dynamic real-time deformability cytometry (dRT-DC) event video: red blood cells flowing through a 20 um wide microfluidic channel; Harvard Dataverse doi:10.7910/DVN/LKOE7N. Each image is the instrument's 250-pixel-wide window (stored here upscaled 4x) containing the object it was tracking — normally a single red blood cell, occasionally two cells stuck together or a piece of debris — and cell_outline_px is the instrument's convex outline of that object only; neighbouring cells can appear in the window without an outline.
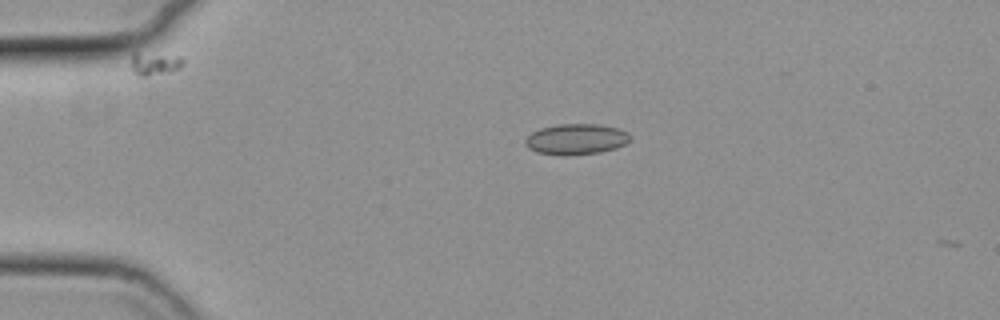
{"species": "common noctule bat (a hibernating species)", "species_latin": "Nyctalus noctula", "temperature_condition": "cold", "stored_images_in_passage": 2, "camera_frame_rate_fps": 3000, "um_per_image_px": 0.085, "animal": {"sex": "female", "body_mass_g": 19.3, "forearm_length_mm": 54.1}, "frame": {"image": 1, "passage_image": 1, "time_ms": 0.0, "image_size_px": [1000, 320], "cell_outline_px": [[632, 136], [624, 144], [616, 148], [600, 152], [568, 156], [560, 156], [536, 152], [528, 148], [524, 144], [524, 140], [532, 132], [540, 128], [556, 124], [600, 124], [616, 128], [628, 132]], "centroid_in_image_um": [48.94, 11.84], "position_along_channel_um": 36.1, "area_um2": 19.02}}